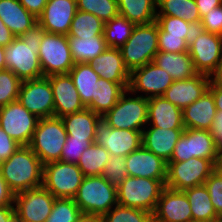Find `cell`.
Masks as SVG:
<instances>
[{"instance_id": "cell-29", "label": "cell", "mask_w": 222, "mask_h": 222, "mask_svg": "<svg viewBox=\"0 0 222 222\" xmlns=\"http://www.w3.org/2000/svg\"><path fill=\"white\" fill-rule=\"evenodd\" d=\"M101 118L88 108L61 117L68 137L73 139H95L96 125Z\"/></svg>"}, {"instance_id": "cell-48", "label": "cell", "mask_w": 222, "mask_h": 222, "mask_svg": "<svg viewBox=\"0 0 222 222\" xmlns=\"http://www.w3.org/2000/svg\"><path fill=\"white\" fill-rule=\"evenodd\" d=\"M199 28L222 36V5L203 16Z\"/></svg>"}, {"instance_id": "cell-59", "label": "cell", "mask_w": 222, "mask_h": 222, "mask_svg": "<svg viewBox=\"0 0 222 222\" xmlns=\"http://www.w3.org/2000/svg\"><path fill=\"white\" fill-rule=\"evenodd\" d=\"M4 69H6L4 46L0 45V70H4Z\"/></svg>"}, {"instance_id": "cell-56", "label": "cell", "mask_w": 222, "mask_h": 222, "mask_svg": "<svg viewBox=\"0 0 222 222\" xmlns=\"http://www.w3.org/2000/svg\"><path fill=\"white\" fill-rule=\"evenodd\" d=\"M14 217V205L0 206V222H10Z\"/></svg>"}, {"instance_id": "cell-4", "label": "cell", "mask_w": 222, "mask_h": 222, "mask_svg": "<svg viewBox=\"0 0 222 222\" xmlns=\"http://www.w3.org/2000/svg\"><path fill=\"white\" fill-rule=\"evenodd\" d=\"M73 199L83 214L104 215L118 204L117 187L101 175L85 176Z\"/></svg>"}, {"instance_id": "cell-36", "label": "cell", "mask_w": 222, "mask_h": 222, "mask_svg": "<svg viewBox=\"0 0 222 222\" xmlns=\"http://www.w3.org/2000/svg\"><path fill=\"white\" fill-rule=\"evenodd\" d=\"M135 25L122 15L107 21L103 32L107 47L120 49L131 36Z\"/></svg>"}, {"instance_id": "cell-49", "label": "cell", "mask_w": 222, "mask_h": 222, "mask_svg": "<svg viewBox=\"0 0 222 222\" xmlns=\"http://www.w3.org/2000/svg\"><path fill=\"white\" fill-rule=\"evenodd\" d=\"M20 146L0 127V163L6 161Z\"/></svg>"}, {"instance_id": "cell-47", "label": "cell", "mask_w": 222, "mask_h": 222, "mask_svg": "<svg viewBox=\"0 0 222 222\" xmlns=\"http://www.w3.org/2000/svg\"><path fill=\"white\" fill-rule=\"evenodd\" d=\"M188 41L181 37L168 36V33L163 32L158 26V47L159 51L164 52H187Z\"/></svg>"}, {"instance_id": "cell-57", "label": "cell", "mask_w": 222, "mask_h": 222, "mask_svg": "<svg viewBox=\"0 0 222 222\" xmlns=\"http://www.w3.org/2000/svg\"><path fill=\"white\" fill-rule=\"evenodd\" d=\"M77 222H104L103 215L81 214Z\"/></svg>"}, {"instance_id": "cell-31", "label": "cell", "mask_w": 222, "mask_h": 222, "mask_svg": "<svg viewBox=\"0 0 222 222\" xmlns=\"http://www.w3.org/2000/svg\"><path fill=\"white\" fill-rule=\"evenodd\" d=\"M186 194L192 212L193 221L218 222L217 215L205 185L183 190Z\"/></svg>"}, {"instance_id": "cell-8", "label": "cell", "mask_w": 222, "mask_h": 222, "mask_svg": "<svg viewBox=\"0 0 222 222\" xmlns=\"http://www.w3.org/2000/svg\"><path fill=\"white\" fill-rule=\"evenodd\" d=\"M217 167L211 159L198 157L181 162L169 161L165 187L183 191L187 188L204 185L206 179Z\"/></svg>"}, {"instance_id": "cell-45", "label": "cell", "mask_w": 222, "mask_h": 222, "mask_svg": "<svg viewBox=\"0 0 222 222\" xmlns=\"http://www.w3.org/2000/svg\"><path fill=\"white\" fill-rule=\"evenodd\" d=\"M211 203L217 215L222 219V166H218L204 182Z\"/></svg>"}, {"instance_id": "cell-9", "label": "cell", "mask_w": 222, "mask_h": 222, "mask_svg": "<svg viewBox=\"0 0 222 222\" xmlns=\"http://www.w3.org/2000/svg\"><path fill=\"white\" fill-rule=\"evenodd\" d=\"M84 177L77 164L48 162L43 166L42 186L55 198H74Z\"/></svg>"}, {"instance_id": "cell-42", "label": "cell", "mask_w": 222, "mask_h": 222, "mask_svg": "<svg viewBox=\"0 0 222 222\" xmlns=\"http://www.w3.org/2000/svg\"><path fill=\"white\" fill-rule=\"evenodd\" d=\"M151 218L148 211L119 204L103 215L104 222H149Z\"/></svg>"}, {"instance_id": "cell-24", "label": "cell", "mask_w": 222, "mask_h": 222, "mask_svg": "<svg viewBox=\"0 0 222 222\" xmlns=\"http://www.w3.org/2000/svg\"><path fill=\"white\" fill-rule=\"evenodd\" d=\"M147 124L150 127L165 129H185L182 109L163 96L148 99Z\"/></svg>"}, {"instance_id": "cell-15", "label": "cell", "mask_w": 222, "mask_h": 222, "mask_svg": "<svg viewBox=\"0 0 222 222\" xmlns=\"http://www.w3.org/2000/svg\"><path fill=\"white\" fill-rule=\"evenodd\" d=\"M18 101L39 119L54 116V97L47 76L22 81Z\"/></svg>"}, {"instance_id": "cell-21", "label": "cell", "mask_w": 222, "mask_h": 222, "mask_svg": "<svg viewBox=\"0 0 222 222\" xmlns=\"http://www.w3.org/2000/svg\"><path fill=\"white\" fill-rule=\"evenodd\" d=\"M47 77L53 91L55 117L61 118L86 108L69 74H53Z\"/></svg>"}, {"instance_id": "cell-34", "label": "cell", "mask_w": 222, "mask_h": 222, "mask_svg": "<svg viewBox=\"0 0 222 222\" xmlns=\"http://www.w3.org/2000/svg\"><path fill=\"white\" fill-rule=\"evenodd\" d=\"M119 15L134 24H148L156 20L157 0H117Z\"/></svg>"}, {"instance_id": "cell-23", "label": "cell", "mask_w": 222, "mask_h": 222, "mask_svg": "<svg viewBox=\"0 0 222 222\" xmlns=\"http://www.w3.org/2000/svg\"><path fill=\"white\" fill-rule=\"evenodd\" d=\"M90 64L100 78L119 83L125 90L128 89L130 72L124 65L120 49L108 47Z\"/></svg>"}, {"instance_id": "cell-3", "label": "cell", "mask_w": 222, "mask_h": 222, "mask_svg": "<svg viewBox=\"0 0 222 222\" xmlns=\"http://www.w3.org/2000/svg\"><path fill=\"white\" fill-rule=\"evenodd\" d=\"M125 67L132 70L154 60L158 47V24H136L127 42L120 48Z\"/></svg>"}, {"instance_id": "cell-6", "label": "cell", "mask_w": 222, "mask_h": 222, "mask_svg": "<svg viewBox=\"0 0 222 222\" xmlns=\"http://www.w3.org/2000/svg\"><path fill=\"white\" fill-rule=\"evenodd\" d=\"M133 95L126 89L118 102L102 116L108 125L116 129H146L147 126L144 125H147L148 99L142 94Z\"/></svg>"}, {"instance_id": "cell-17", "label": "cell", "mask_w": 222, "mask_h": 222, "mask_svg": "<svg viewBox=\"0 0 222 222\" xmlns=\"http://www.w3.org/2000/svg\"><path fill=\"white\" fill-rule=\"evenodd\" d=\"M174 82L171 76L153 61L130 72L128 90L133 93H145L144 97L162 96Z\"/></svg>"}, {"instance_id": "cell-50", "label": "cell", "mask_w": 222, "mask_h": 222, "mask_svg": "<svg viewBox=\"0 0 222 222\" xmlns=\"http://www.w3.org/2000/svg\"><path fill=\"white\" fill-rule=\"evenodd\" d=\"M210 133L213 137L215 147L222 154V112L217 111Z\"/></svg>"}, {"instance_id": "cell-44", "label": "cell", "mask_w": 222, "mask_h": 222, "mask_svg": "<svg viewBox=\"0 0 222 222\" xmlns=\"http://www.w3.org/2000/svg\"><path fill=\"white\" fill-rule=\"evenodd\" d=\"M110 184L118 187L128 177L125 157L110 156L101 174Z\"/></svg>"}, {"instance_id": "cell-35", "label": "cell", "mask_w": 222, "mask_h": 222, "mask_svg": "<svg viewBox=\"0 0 222 222\" xmlns=\"http://www.w3.org/2000/svg\"><path fill=\"white\" fill-rule=\"evenodd\" d=\"M157 16H173L199 27L201 16L195 0H157Z\"/></svg>"}, {"instance_id": "cell-20", "label": "cell", "mask_w": 222, "mask_h": 222, "mask_svg": "<svg viewBox=\"0 0 222 222\" xmlns=\"http://www.w3.org/2000/svg\"><path fill=\"white\" fill-rule=\"evenodd\" d=\"M76 11V0H48L38 24L48 33L67 35Z\"/></svg>"}, {"instance_id": "cell-54", "label": "cell", "mask_w": 222, "mask_h": 222, "mask_svg": "<svg viewBox=\"0 0 222 222\" xmlns=\"http://www.w3.org/2000/svg\"><path fill=\"white\" fill-rule=\"evenodd\" d=\"M208 89L213 95L216 110L222 112V85L211 79Z\"/></svg>"}, {"instance_id": "cell-7", "label": "cell", "mask_w": 222, "mask_h": 222, "mask_svg": "<svg viewBox=\"0 0 222 222\" xmlns=\"http://www.w3.org/2000/svg\"><path fill=\"white\" fill-rule=\"evenodd\" d=\"M164 188L158 179L128 176L117 187L118 204L153 214Z\"/></svg>"}, {"instance_id": "cell-58", "label": "cell", "mask_w": 222, "mask_h": 222, "mask_svg": "<svg viewBox=\"0 0 222 222\" xmlns=\"http://www.w3.org/2000/svg\"><path fill=\"white\" fill-rule=\"evenodd\" d=\"M211 79L222 85V57L220 59L219 67Z\"/></svg>"}, {"instance_id": "cell-51", "label": "cell", "mask_w": 222, "mask_h": 222, "mask_svg": "<svg viewBox=\"0 0 222 222\" xmlns=\"http://www.w3.org/2000/svg\"><path fill=\"white\" fill-rule=\"evenodd\" d=\"M21 5L36 18H38L48 2V0H19Z\"/></svg>"}, {"instance_id": "cell-40", "label": "cell", "mask_w": 222, "mask_h": 222, "mask_svg": "<svg viewBox=\"0 0 222 222\" xmlns=\"http://www.w3.org/2000/svg\"><path fill=\"white\" fill-rule=\"evenodd\" d=\"M155 21L163 32L168 33V36L181 37L188 42L198 28L184 19L173 16H156Z\"/></svg>"}, {"instance_id": "cell-38", "label": "cell", "mask_w": 222, "mask_h": 222, "mask_svg": "<svg viewBox=\"0 0 222 222\" xmlns=\"http://www.w3.org/2000/svg\"><path fill=\"white\" fill-rule=\"evenodd\" d=\"M104 25L105 23L100 18H97L95 15L77 10L71 22V26L67 36H104Z\"/></svg>"}, {"instance_id": "cell-26", "label": "cell", "mask_w": 222, "mask_h": 222, "mask_svg": "<svg viewBox=\"0 0 222 222\" xmlns=\"http://www.w3.org/2000/svg\"><path fill=\"white\" fill-rule=\"evenodd\" d=\"M183 130L148 126L142 130V145L168 163Z\"/></svg>"}, {"instance_id": "cell-12", "label": "cell", "mask_w": 222, "mask_h": 222, "mask_svg": "<svg viewBox=\"0 0 222 222\" xmlns=\"http://www.w3.org/2000/svg\"><path fill=\"white\" fill-rule=\"evenodd\" d=\"M38 58L43 76L68 74L75 64L67 35L63 34L46 32L40 43Z\"/></svg>"}, {"instance_id": "cell-61", "label": "cell", "mask_w": 222, "mask_h": 222, "mask_svg": "<svg viewBox=\"0 0 222 222\" xmlns=\"http://www.w3.org/2000/svg\"><path fill=\"white\" fill-rule=\"evenodd\" d=\"M149 222H159V221L155 220V219L152 217Z\"/></svg>"}, {"instance_id": "cell-32", "label": "cell", "mask_w": 222, "mask_h": 222, "mask_svg": "<svg viewBox=\"0 0 222 222\" xmlns=\"http://www.w3.org/2000/svg\"><path fill=\"white\" fill-rule=\"evenodd\" d=\"M86 107L95 97L96 83L100 76L92 69L90 63H76L68 73Z\"/></svg>"}, {"instance_id": "cell-41", "label": "cell", "mask_w": 222, "mask_h": 222, "mask_svg": "<svg viewBox=\"0 0 222 222\" xmlns=\"http://www.w3.org/2000/svg\"><path fill=\"white\" fill-rule=\"evenodd\" d=\"M81 214L73 198H56L45 222H77Z\"/></svg>"}, {"instance_id": "cell-2", "label": "cell", "mask_w": 222, "mask_h": 222, "mask_svg": "<svg viewBox=\"0 0 222 222\" xmlns=\"http://www.w3.org/2000/svg\"><path fill=\"white\" fill-rule=\"evenodd\" d=\"M43 166L28 145H21L6 161L0 163V172L14 193L42 186Z\"/></svg>"}, {"instance_id": "cell-10", "label": "cell", "mask_w": 222, "mask_h": 222, "mask_svg": "<svg viewBox=\"0 0 222 222\" xmlns=\"http://www.w3.org/2000/svg\"><path fill=\"white\" fill-rule=\"evenodd\" d=\"M195 70L212 77L222 57V36L197 28L188 43Z\"/></svg>"}, {"instance_id": "cell-13", "label": "cell", "mask_w": 222, "mask_h": 222, "mask_svg": "<svg viewBox=\"0 0 222 222\" xmlns=\"http://www.w3.org/2000/svg\"><path fill=\"white\" fill-rule=\"evenodd\" d=\"M55 199L43 186L23 190L14 194L15 216L22 222H45Z\"/></svg>"}, {"instance_id": "cell-19", "label": "cell", "mask_w": 222, "mask_h": 222, "mask_svg": "<svg viewBox=\"0 0 222 222\" xmlns=\"http://www.w3.org/2000/svg\"><path fill=\"white\" fill-rule=\"evenodd\" d=\"M128 176L158 179L164 185L167 178V162L141 145L125 157Z\"/></svg>"}, {"instance_id": "cell-60", "label": "cell", "mask_w": 222, "mask_h": 222, "mask_svg": "<svg viewBox=\"0 0 222 222\" xmlns=\"http://www.w3.org/2000/svg\"><path fill=\"white\" fill-rule=\"evenodd\" d=\"M10 222H22L16 216Z\"/></svg>"}, {"instance_id": "cell-28", "label": "cell", "mask_w": 222, "mask_h": 222, "mask_svg": "<svg viewBox=\"0 0 222 222\" xmlns=\"http://www.w3.org/2000/svg\"><path fill=\"white\" fill-rule=\"evenodd\" d=\"M153 62L164 69L174 81L189 79L198 74L188 51L179 53L158 51Z\"/></svg>"}, {"instance_id": "cell-25", "label": "cell", "mask_w": 222, "mask_h": 222, "mask_svg": "<svg viewBox=\"0 0 222 222\" xmlns=\"http://www.w3.org/2000/svg\"><path fill=\"white\" fill-rule=\"evenodd\" d=\"M216 113L214 98L208 89L199 99L182 110L184 127L210 130Z\"/></svg>"}, {"instance_id": "cell-37", "label": "cell", "mask_w": 222, "mask_h": 222, "mask_svg": "<svg viewBox=\"0 0 222 222\" xmlns=\"http://www.w3.org/2000/svg\"><path fill=\"white\" fill-rule=\"evenodd\" d=\"M110 156L106 148L94 142L83 151L77 165L84 176L101 175Z\"/></svg>"}, {"instance_id": "cell-27", "label": "cell", "mask_w": 222, "mask_h": 222, "mask_svg": "<svg viewBox=\"0 0 222 222\" xmlns=\"http://www.w3.org/2000/svg\"><path fill=\"white\" fill-rule=\"evenodd\" d=\"M0 19L15 37L23 35L38 23V19L19 0H0Z\"/></svg>"}, {"instance_id": "cell-22", "label": "cell", "mask_w": 222, "mask_h": 222, "mask_svg": "<svg viewBox=\"0 0 222 222\" xmlns=\"http://www.w3.org/2000/svg\"><path fill=\"white\" fill-rule=\"evenodd\" d=\"M210 81V76L198 73L192 78L174 81L162 96L183 110L208 90Z\"/></svg>"}, {"instance_id": "cell-1", "label": "cell", "mask_w": 222, "mask_h": 222, "mask_svg": "<svg viewBox=\"0 0 222 222\" xmlns=\"http://www.w3.org/2000/svg\"><path fill=\"white\" fill-rule=\"evenodd\" d=\"M46 31L37 23L4 47L6 69L22 81L43 77L38 54Z\"/></svg>"}, {"instance_id": "cell-55", "label": "cell", "mask_w": 222, "mask_h": 222, "mask_svg": "<svg viewBox=\"0 0 222 222\" xmlns=\"http://www.w3.org/2000/svg\"><path fill=\"white\" fill-rule=\"evenodd\" d=\"M14 37L15 36L11 33L8 27L0 19V45L5 47L11 44Z\"/></svg>"}, {"instance_id": "cell-33", "label": "cell", "mask_w": 222, "mask_h": 222, "mask_svg": "<svg viewBox=\"0 0 222 222\" xmlns=\"http://www.w3.org/2000/svg\"><path fill=\"white\" fill-rule=\"evenodd\" d=\"M125 89L119 84L100 78L96 83L95 97L86 108L103 116L119 100Z\"/></svg>"}, {"instance_id": "cell-18", "label": "cell", "mask_w": 222, "mask_h": 222, "mask_svg": "<svg viewBox=\"0 0 222 222\" xmlns=\"http://www.w3.org/2000/svg\"><path fill=\"white\" fill-rule=\"evenodd\" d=\"M152 217L159 222H192V212L186 194L165 187Z\"/></svg>"}, {"instance_id": "cell-46", "label": "cell", "mask_w": 222, "mask_h": 222, "mask_svg": "<svg viewBox=\"0 0 222 222\" xmlns=\"http://www.w3.org/2000/svg\"><path fill=\"white\" fill-rule=\"evenodd\" d=\"M94 142L95 139H73V137H67L62 149L61 161L77 164L83 151Z\"/></svg>"}, {"instance_id": "cell-11", "label": "cell", "mask_w": 222, "mask_h": 222, "mask_svg": "<svg viewBox=\"0 0 222 222\" xmlns=\"http://www.w3.org/2000/svg\"><path fill=\"white\" fill-rule=\"evenodd\" d=\"M193 157L211 159L217 166H222V154L215 147L210 130L185 128L170 161L181 162Z\"/></svg>"}, {"instance_id": "cell-52", "label": "cell", "mask_w": 222, "mask_h": 222, "mask_svg": "<svg viewBox=\"0 0 222 222\" xmlns=\"http://www.w3.org/2000/svg\"><path fill=\"white\" fill-rule=\"evenodd\" d=\"M14 193L9 189L0 172V206L13 205Z\"/></svg>"}, {"instance_id": "cell-14", "label": "cell", "mask_w": 222, "mask_h": 222, "mask_svg": "<svg viewBox=\"0 0 222 222\" xmlns=\"http://www.w3.org/2000/svg\"><path fill=\"white\" fill-rule=\"evenodd\" d=\"M38 120L18 100L0 108V127L20 145H29Z\"/></svg>"}, {"instance_id": "cell-53", "label": "cell", "mask_w": 222, "mask_h": 222, "mask_svg": "<svg viewBox=\"0 0 222 222\" xmlns=\"http://www.w3.org/2000/svg\"><path fill=\"white\" fill-rule=\"evenodd\" d=\"M195 3L202 18L207 15L209 11L213 10V8L222 5V0H195Z\"/></svg>"}, {"instance_id": "cell-5", "label": "cell", "mask_w": 222, "mask_h": 222, "mask_svg": "<svg viewBox=\"0 0 222 222\" xmlns=\"http://www.w3.org/2000/svg\"><path fill=\"white\" fill-rule=\"evenodd\" d=\"M67 133L60 117H45L38 120L29 147L43 164L61 161Z\"/></svg>"}, {"instance_id": "cell-30", "label": "cell", "mask_w": 222, "mask_h": 222, "mask_svg": "<svg viewBox=\"0 0 222 222\" xmlns=\"http://www.w3.org/2000/svg\"><path fill=\"white\" fill-rule=\"evenodd\" d=\"M73 62L91 63L107 47L104 36H67Z\"/></svg>"}, {"instance_id": "cell-16", "label": "cell", "mask_w": 222, "mask_h": 222, "mask_svg": "<svg viewBox=\"0 0 222 222\" xmlns=\"http://www.w3.org/2000/svg\"><path fill=\"white\" fill-rule=\"evenodd\" d=\"M95 143L111 156H128L142 145V131L116 129L101 118L96 125Z\"/></svg>"}, {"instance_id": "cell-43", "label": "cell", "mask_w": 222, "mask_h": 222, "mask_svg": "<svg viewBox=\"0 0 222 222\" xmlns=\"http://www.w3.org/2000/svg\"><path fill=\"white\" fill-rule=\"evenodd\" d=\"M22 80L11 70H0V108L18 100Z\"/></svg>"}, {"instance_id": "cell-39", "label": "cell", "mask_w": 222, "mask_h": 222, "mask_svg": "<svg viewBox=\"0 0 222 222\" xmlns=\"http://www.w3.org/2000/svg\"><path fill=\"white\" fill-rule=\"evenodd\" d=\"M77 10L100 18L104 23L119 15L117 0H76Z\"/></svg>"}]
</instances>
